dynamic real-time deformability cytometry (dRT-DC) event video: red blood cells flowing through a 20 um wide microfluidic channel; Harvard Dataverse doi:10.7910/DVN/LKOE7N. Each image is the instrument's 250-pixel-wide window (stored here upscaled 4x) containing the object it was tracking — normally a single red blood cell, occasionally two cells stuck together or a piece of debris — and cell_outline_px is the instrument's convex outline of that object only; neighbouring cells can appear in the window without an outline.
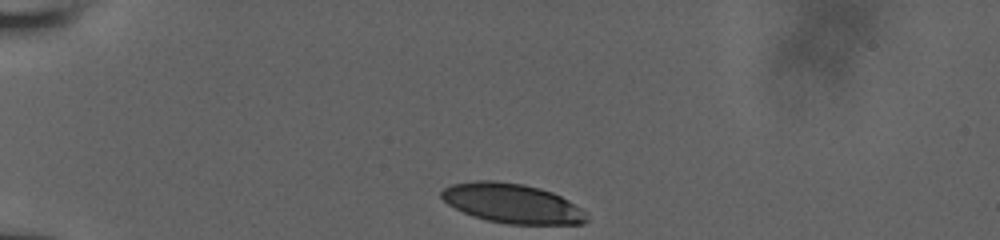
{"species": "human", "species_latin": "Homo sapiens", "temperature_condition": "room temperature", "stored_images_in_passage": 32, "camera_frame_rate_fps": 3000, "um_per_image_px": 0.085, "donor": {"sex": "male"}, "frame": {"image": 1, "passage_image": 1, "time_ms": 0.0, "image_size_px": [1000, 240], "cell_outline_px": [[588, 220], [584, 224], [508, 224], [488, 220], [472, 216], [448, 204], [440, 196], [440, 192], [444, 188], [452, 184], [476, 180], [496, 180], [524, 184], [540, 188], [552, 192], [568, 200], [588, 212]], "centroid_in_image_um": [43.56, 17.28], "position_along_channel_um": 41.4, "area_um2": 33.64}}
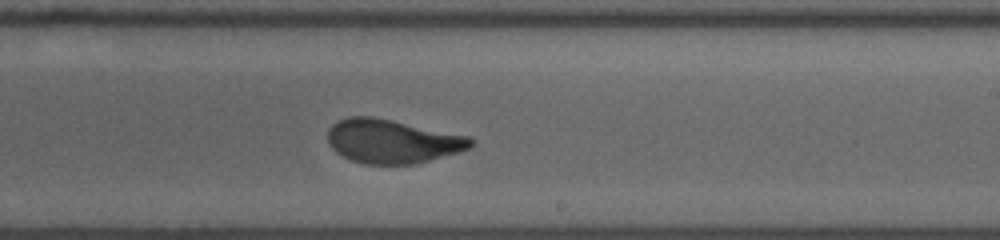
{"frame": {"image": 2, "passage_image": 18, "time_ms": 7.0, "image_size_px": [1000, 240], "cell_outline_px": [[476, 144], [460, 152], [416, 164], [364, 164], [352, 160], [336, 152], [328, 144], [328, 128], [332, 124], [348, 116], [372, 116], [392, 120], [468, 136], [476, 140]], "centroid_in_image_um": [33.35, 12.01], "position_along_channel_um": 255.6, "area_um2": 36.65}}
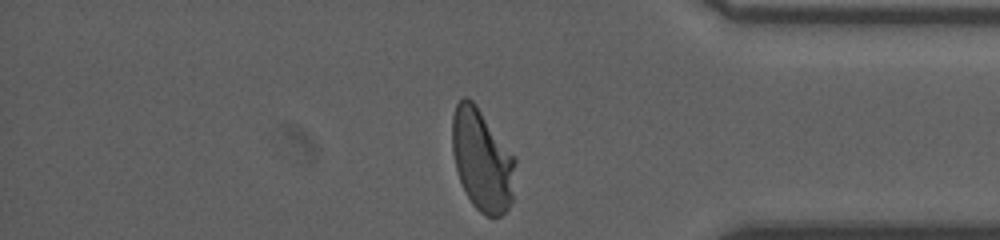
{"frame": {"image": 3, "passage_image": 32, "time_ms": 11.0, "image_size_px": [1000, 240], "cell_outline_px": [[516, 160], [512, 200], [508, 208], [500, 216], [484, 216], [472, 204], [460, 180], [456, 168], [452, 152], [452, 116], [456, 104], [464, 96], [472, 100], [476, 104], [516, 156]], "centroid_in_image_um": [40.99, 13.58], "position_along_channel_um": 394.2, "area_um2": 37.69}, "authors_computed_cell_mechanics": {"area_um2": 36.8186, "velocity_mm_per_s": 3.8422, "shape_relaxation_time_tau1_ms": 5.1161, "shape_relaxation_time_tau2_ms": null, "deformation_change_tau1": 0.2009, "deformation_change_tau2": null}}